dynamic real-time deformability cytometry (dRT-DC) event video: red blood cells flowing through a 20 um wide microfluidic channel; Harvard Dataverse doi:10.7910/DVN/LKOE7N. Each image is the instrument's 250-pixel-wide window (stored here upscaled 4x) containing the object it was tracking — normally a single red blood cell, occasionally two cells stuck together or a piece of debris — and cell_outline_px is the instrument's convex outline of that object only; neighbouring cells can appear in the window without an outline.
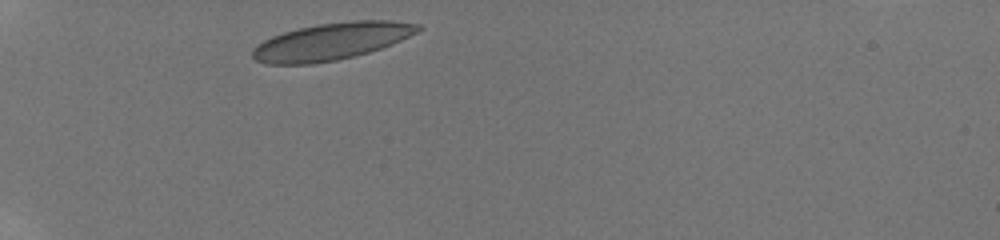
{"species": "human", "species_latin": "Homo sapiens", "temperature_condition": "room temperature", "stored_images_in_passage": 4, "camera_frame_rate_fps": 3000, "um_per_image_px": 0.085, "donor": {"sex": "male"}, "frame": {"image": 1, "passage_image": 1, "time_ms": 0.0, "image_size_px": [1000, 240], "cell_outline_px": [[424, 28], [392, 44], [368, 52], [336, 60], [312, 64], [268, 64], [256, 60], [252, 56], [252, 48], [264, 40], [272, 36], [284, 32], [300, 28], [320, 24], [352, 20], [392, 20], [420, 24]], "centroid_in_image_um": [28.18, 3.51], "position_along_channel_um": 56.8, "area_um2": 35.49}}
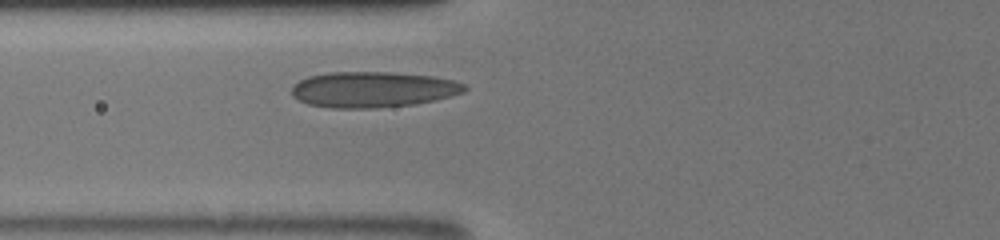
{"frame": {"image": 2, "passage_image": 4, "time_ms": 1.667, "image_size_px": [1000, 240], "cell_outline_px": [[468, 88], [464, 92], [452, 96], [436, 100], [416, 104], [376, 108], [332, 108], [308, 104], [292, 96], [292, 84], [308, 76], [332, 72], [392, 72], [432, 76], [452, 80], [464, 84]], "centroid_in_image_um": [31.7, 7.61], "position_along_channel_um": 94.1, "area_um2": 36.18}}